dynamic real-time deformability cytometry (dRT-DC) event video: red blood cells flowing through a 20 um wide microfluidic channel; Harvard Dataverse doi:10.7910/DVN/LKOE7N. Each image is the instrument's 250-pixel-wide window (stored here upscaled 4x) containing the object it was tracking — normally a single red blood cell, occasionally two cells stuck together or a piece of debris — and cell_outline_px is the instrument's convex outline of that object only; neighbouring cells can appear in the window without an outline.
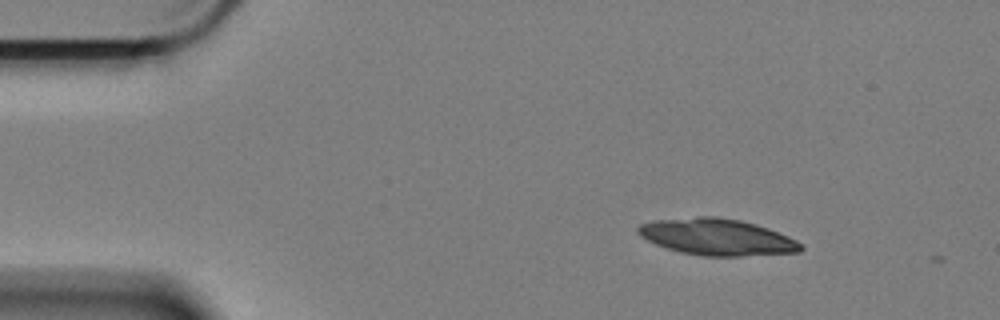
{"species": "Egyptian fruit bat (a non-hibernating species)", "species_latin": "Rousettus aegyptiacus", "temperature_condition": "cold", "stored_images_in_passage": 6, "camera_frame_rate_fps": 3000, "um_per_image_px": 0.085, "animal": {"sex": "female"}, "frame": {"image": 1, "passage_image": 1, "time_ms": 0.0, "image_size_px": [1000, 320], "cell_outline_px": [[804, 248], [800, 252], [740, 256], [700, 256], [680, 252], [656, 244], [640, 236], [636, 232], [636, 228], [640, 224], [652, 220], [700, 216], [716, 216], [740, 220], [756, 224], [768, 228], [788, 236], [804, 244]], "centroid_in_image_um": [60.94, 20.14], "position_along_channel_um": 24.1, "area_um2": 34.85}}